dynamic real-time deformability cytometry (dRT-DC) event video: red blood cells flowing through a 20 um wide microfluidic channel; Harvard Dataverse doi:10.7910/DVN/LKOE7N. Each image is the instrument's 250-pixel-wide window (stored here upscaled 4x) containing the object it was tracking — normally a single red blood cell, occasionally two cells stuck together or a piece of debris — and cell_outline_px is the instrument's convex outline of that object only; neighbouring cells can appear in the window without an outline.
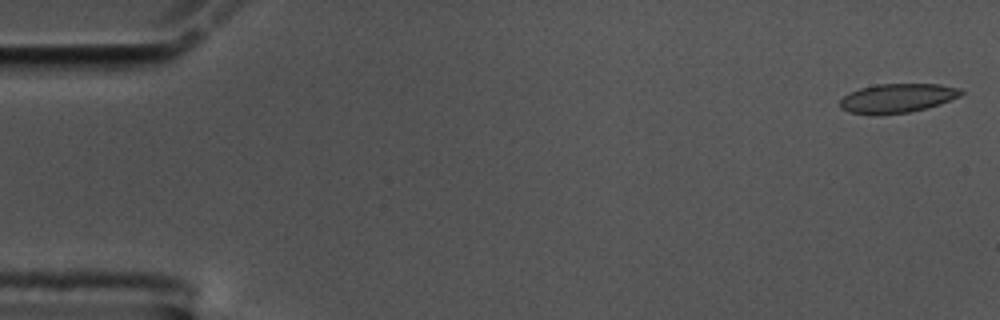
{"species": "common noctule bat (a hibernating species)", "species_latin": "Nyctalus noctula", "temperature_condition": "cold", "stored_images_in_passage": 56, "camera_frame_rate_fps": 3000, "um_per_image_px": 0.085, "animal": {"sex": "male", "body_mass_g": 17.5, "forearm_length_mm": 52.3}, "frame": {"image": 1, "passage_image": 1, "time_ms": 0.0, "image_size_px": [1000, 320], "cell_outline_px": [[964, 92], [960, 96], [940, 104], [928, 108], [908, 112], [876, 116], [848, 112], [840, 108], [840, 100], [848, 92], [860, 88], [876, 84], [940, 84], [960, 88]], "centroid_in_image_um": [76.24, 8.35], "position_along_channel_um": 8.8, "area_um2": 20.87}}
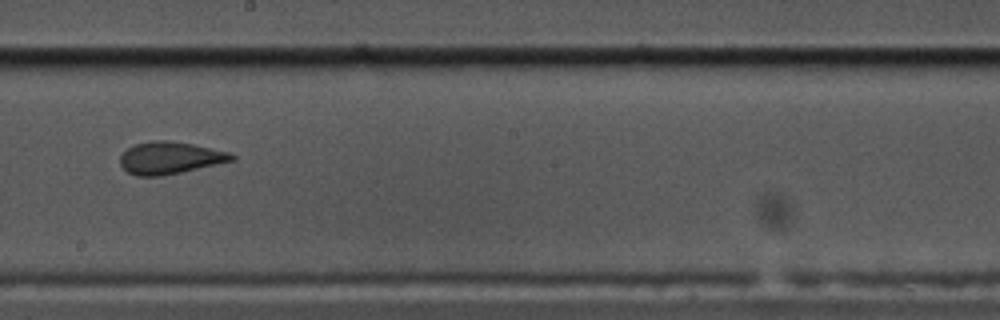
{"frame": {"image": 2, "passage_image": 31, "time_ms": 10.0, "image_size_px": [1000, 320], "cell_outline_px": [[236, 160], [164, 176], [136, 176], [128, 172], [120, 164], [120, 156], [128, 148], [136, 144], [152, 140], [168, 140], [192, 144], [232, 152], [236, 156]], "centroid_in_image_um": [14.49, 13.42], "position_along_channel_um": 233.7, "area_um2": 21.1}}
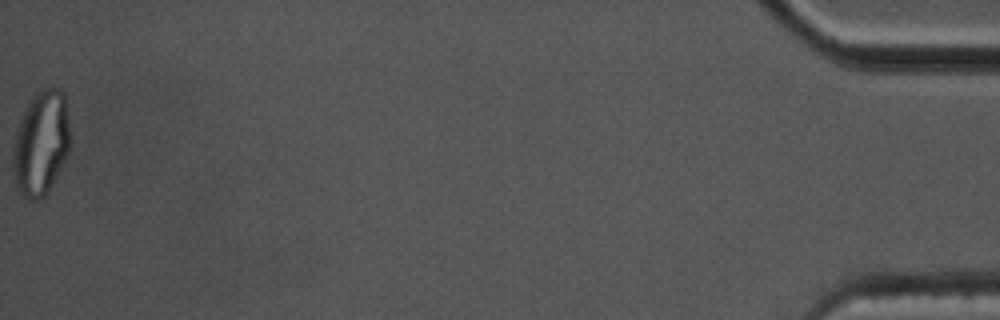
{"frame": {"image": 3, "passage_image": 56, "time_ms": 18.333, "image_size_px": [1000, 320], "cell_outline_px": [[68, 152], [64, 164], [48, 192], [40, 200], [28, 200], [20, 192], [16, 184], [12, 172], [12, 148], [16, 128], [28, 100], [40, 88], [60, 88], [64, 92], [68, 124]], "centroid_in_image_um": [3.45, 12.17], "position_along_channel_um": 431.8, "area_um2": 35.26}, "authors_computed_cell_mechanics": {"area_um2": 21.2415, "velocity_mm_per_s": 3.5753, "shape_relaxation_time_tau1_ms": null, "shape_relaxation_time_tau2_ms": 1.2416, "deformation_change_tau1": null, "deformation_change_tau2": 0.0584}}